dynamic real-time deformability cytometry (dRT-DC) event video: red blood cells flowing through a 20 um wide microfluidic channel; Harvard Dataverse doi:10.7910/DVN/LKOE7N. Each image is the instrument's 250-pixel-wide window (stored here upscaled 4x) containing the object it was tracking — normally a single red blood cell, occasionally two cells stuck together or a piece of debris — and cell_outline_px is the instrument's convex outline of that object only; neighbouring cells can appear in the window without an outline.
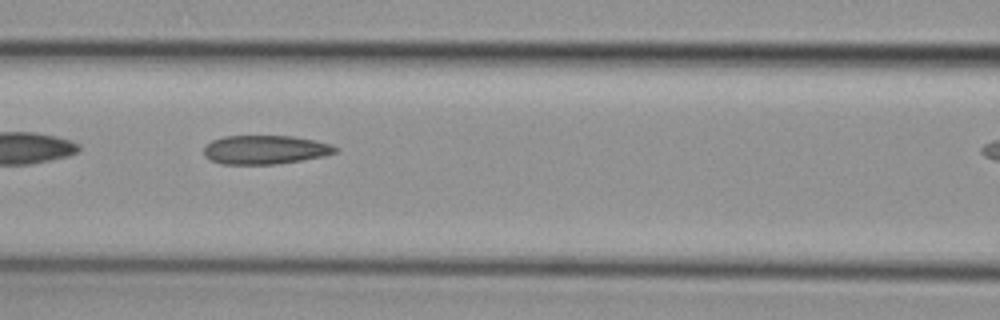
{"species": "common noctule bat (a hibernating species)", "species_latin": "Nyctalus noctula", "temperature_condition": "cold", "stored_images_in_passage": 9, "camera_frame_rate_fps": 3000, "um_per_image_px": 0.085, "animal": {"sex": "female", "body_mass_g": 29.2, "forearm_length_mm": 56.3}, "frame": {"image": 1, "passage_image": 6, "time_ms": 1.667, "image_size_px": [1000, 320], "cell_outline_px": [[340, 148], [336, 152], [324, 156], [276, 164], [220, 164], [208, 160], [204, 156], [204, 144], [212, 140], [224, 136], [292, 136], [332, 144]], "centroid_in_image_um": [22.49, 12.73], "position_along_channel_um": 144.1, "area_um2": 22.25}}
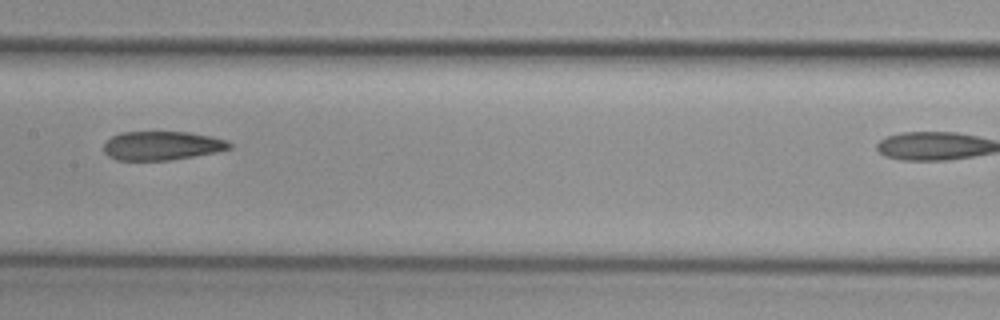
{"frame": {"image": 2, "passage_image": 7, "time_ms": 2.0, "image_size_px": [1000, 320], "cell_outline_px": [[232, 148], [216, 152], [168, 160], [116, 160], [108, 156], [104, 152], [104, 144], [112, 136], [120, 132], [188, 132], [212, 136], [228, 140], [232, 144]], "centroid_in_image_um": [13.78, 12.37], "position_along_channel_um": 193.6, "area_um2": 21.15}}
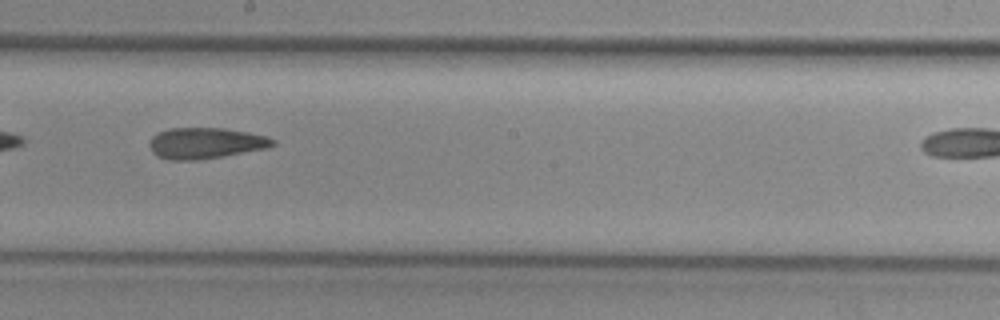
{"frame": {"image": 3, "passage_image": 8, "time_ms": 2.333, "image_size_px": [1000, 320], "cell_outline_px": [[276, 144], [268, 148], [200, 160], [168, 160], [156, 156], [152, 152], [152, 136], [168, 128], [224, 128], [248, 132], [268, 136], [276, 140]], "centroid_in_image_um": [17.52, 12.17], "position_along_channel_um": 230.7, "area_um2": 22.31}}